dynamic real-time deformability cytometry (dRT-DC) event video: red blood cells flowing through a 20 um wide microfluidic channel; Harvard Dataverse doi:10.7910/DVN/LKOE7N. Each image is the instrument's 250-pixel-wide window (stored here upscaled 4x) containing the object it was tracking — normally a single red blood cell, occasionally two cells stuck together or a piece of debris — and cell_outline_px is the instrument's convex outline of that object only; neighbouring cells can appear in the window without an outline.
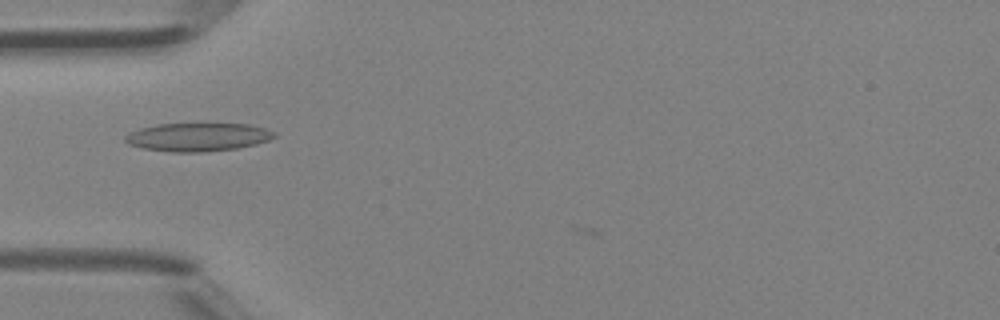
{"species": "Egyptian fruit bat (a non-hibernating species)", "species_latin": "Rousettus aegyptiacus", "temperature_condition": "room temperature", "stored_images_in_passage": 3, "camera_frame_rate_fps": 3000, "um_per_image_px": 0.085, "animal": {"sex": "female"}, "frame": {"image": 1, "passage_image": 2, "time_ms": 0.333, "image_size_px": [1000, 320], "cell_outline_px": [[276, 136], [268, 140], [256, 144], [236, 148], [204, 152], [172, 152], [144, 148], [128, 144], [124, 140], [124, 136], [140, 128], [156, 124], [248, 124], [264, 128], [276, 132]], "centroid_in_image_um": [16.81, 11.65], "position_along_channel_um": 68.2, "area_um2": 24.45}}
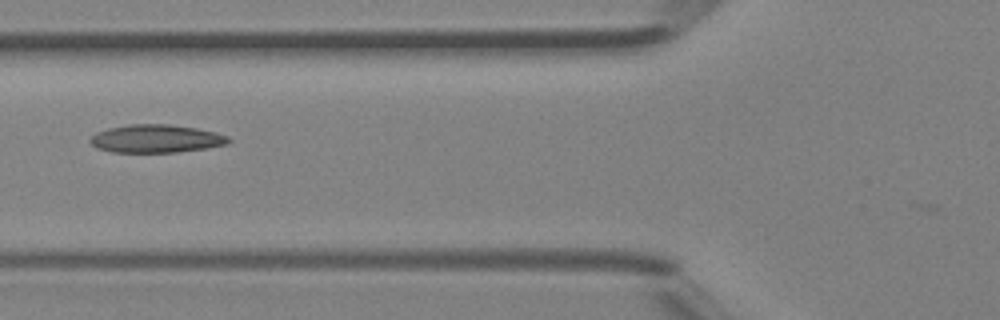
{"frame": {"image": 2, "passage_image": 3, "time_ms": 0.667, "image_size_px": [1000, 320], "cell_outline_px": [[232, 140], [228, 144], [204, 148], [176, 152], [112, 152], [96, 148], [88, 140], [96, 132], [108, 128], [128, 124], [168, 124], [196, 128], [216, 132], [228, 136]], "centroid_in_image_um": [13.26, 11.78], "position_along_channel_um": 112.5, "area_um2": 22.66}}